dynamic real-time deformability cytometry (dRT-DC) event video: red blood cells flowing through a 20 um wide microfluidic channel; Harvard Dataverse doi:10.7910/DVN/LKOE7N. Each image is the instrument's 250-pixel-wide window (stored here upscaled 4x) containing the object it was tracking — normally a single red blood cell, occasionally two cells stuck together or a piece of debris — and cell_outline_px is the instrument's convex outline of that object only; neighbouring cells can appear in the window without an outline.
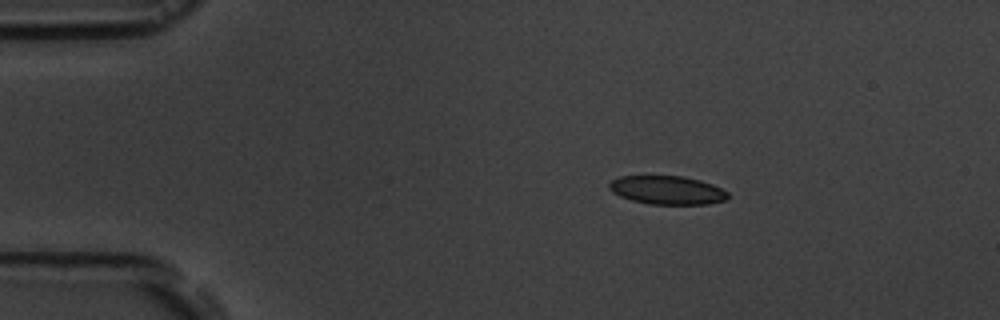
{"species": "common noctule bat (a hibernating species)", "species_latin": "Nyctalus noctula", "temperature_condition": "room temperature", "stored_images_in_passage": 3, "camera_frame_rate_fps": 3000, "um_per_image_px": 0.085, "animal": {"sex": "male", "body_mass_g": 19.5, "forearm_length_mm": 54.6}, "frame": {"image": 1, "passage_image": 1, "time_ms": 0.0, "image_size_px": [1000, 320], "cell_outline_px": [[728, 196], [724, 200], [708, 204], [648, 204], [632, 200], [620, 196], [612, 192], [608, 188], [608, 184], [612, 180], [620, 176], [680, 176], [700, 180], [712, 184], [728, 192]], "centroid_in_image_um": [56.68, 16.16], "position_along_channel_um": 28.3, "area_um2": 19.65}}
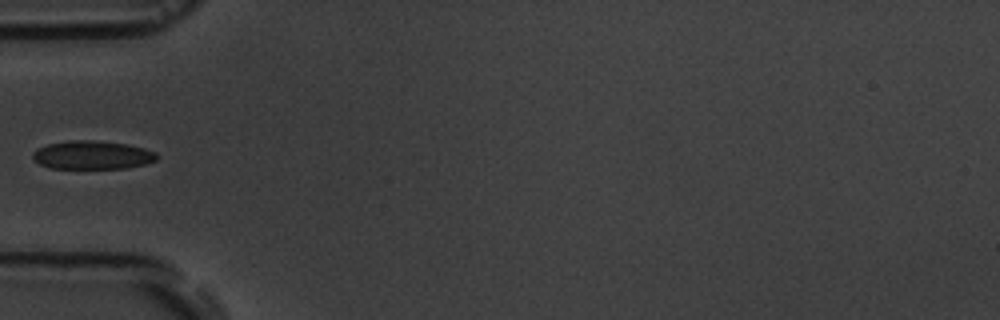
{"frame": {"image": 2, "passage_image": 3, "time_ms": 3.0, "image_size_px": [1000, 320], "cell_outline_px": [[160, 156], [156, 160], [144, 164], [128, 168], [52, 168], [40, 164], [32, 156], [32, 152], [36, 148], [48, 144], [68, 140], [96, 140], [128, 144], [144, 148], [156, 152]], "centroid_in_image_um": [7.87, 13.16], "position_along_channel_um": 77.1, "area_um2": 20.69}}